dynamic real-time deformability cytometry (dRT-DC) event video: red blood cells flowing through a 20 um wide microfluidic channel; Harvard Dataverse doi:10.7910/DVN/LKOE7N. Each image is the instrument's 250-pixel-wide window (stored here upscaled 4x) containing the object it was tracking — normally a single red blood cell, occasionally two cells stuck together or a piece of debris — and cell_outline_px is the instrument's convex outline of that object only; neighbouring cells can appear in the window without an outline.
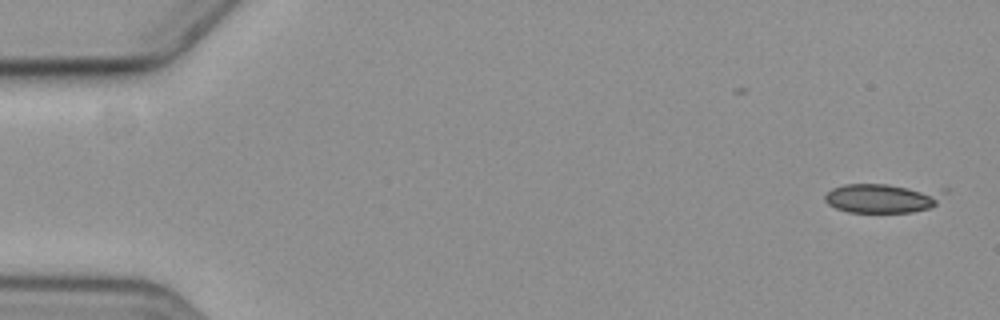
{"species": "common noctule bat (a hibernating species)", "species_latin": "Nyctalus noctula", "temperature_condition": "cold", "stored_images_in_passage": 4, "camera_frame_rate_fps": 3000, "um_per_image_px": 0.085, "animal": {"sex": "female", "body_mass_g": 19.3, "forearm_length_mm": 54.1}, "frame": {"image": 1, "passage_image": 1, "time_ms": 0.0, "image_size_px": [1000, 320], "cell_outline_px": [[948, 192], [936, 204], [928, 208], [912, 212], [848, 212], [836, 208], [828, 204], [824, 200], [824, 196], [832, 188], [844, 184], [888, 184], [948, 188]], "centroid_in_image_um": [75.11, 16.81], "position_along_channel_um": 9.9, "area_um2": 20.98}}